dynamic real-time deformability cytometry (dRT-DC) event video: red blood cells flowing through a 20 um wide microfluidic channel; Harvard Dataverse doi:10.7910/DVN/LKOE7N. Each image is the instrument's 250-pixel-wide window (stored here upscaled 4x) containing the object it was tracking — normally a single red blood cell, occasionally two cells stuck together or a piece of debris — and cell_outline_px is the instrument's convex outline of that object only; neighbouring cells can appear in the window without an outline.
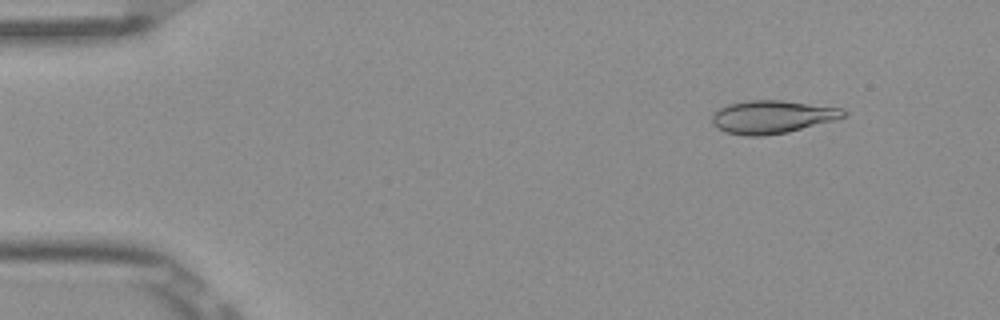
{"species": "Egyptian fruit bat (a non-hibernating species)", "species_latin": "Rousettus aegyptiacus", "temperature_condition": "room temperature", "stored_images_in_passage": 7, "camera_frame_rate_fps": 3000, "um_per_image_px": 0.085, "frame": {"image": 1, "passage_image": 2, "time_ms": 0.333, "image_size_px": [1000, 320], "cell_outline_px": [[848, 116], [836, 120], [788, 132], [764, 136], [744, 136], [724, 132], [716, 128], [712, 124], [712, 116], [720, 108], [728, 104], [748, 100], [780, 100], [844, 108], [848, 112]], "centroid_in_image_um": [65.67, 9.94], "position_along_channel_um": 19.3, "area_um2": 25.61}}
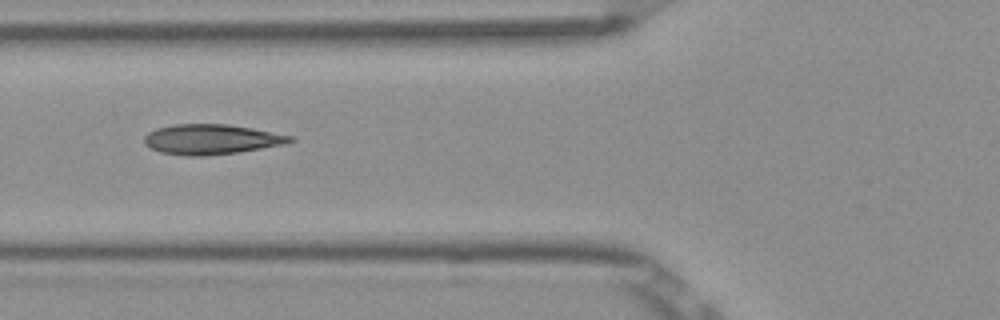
{"frame": {"image": 2, "passage_image": 6, "time_ms": 1.667, "image_size_px": [1000, 320], "cell_outline_px": [[296, 140], [288, 144], [236, 152], [204, 156], [184, 156], [160, 152], [144, 144], [144, 136], [148, 132], [156, 128], [176, 124], [228, 124], [252, 128], [296, 136]], "centroid_in_image_um": [18.0, 11.84], "position_along_channel_um": 107.8, "area_um2": 25.78}}
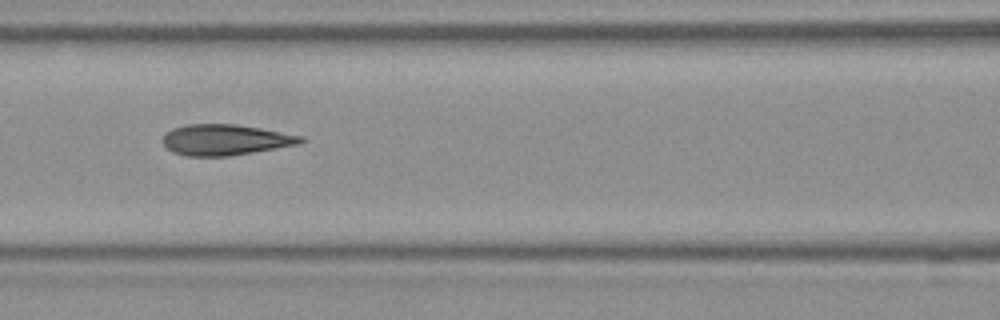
{"frame": {"image": 3, "passage_image": 7, "time_ms": 2.0, "image_size_px": [1000, 320], "cell_outline_px": [[304, 140], [300, 144], [228, 156], [188, 156], [172, 152], [164, 144], [164, 136], [172, 128], [188, 124], [236, 124], [260, 128], [304, 136]], "centroid_in_image_um": [19.17, 11.88], "position_along_channel_um": 147.4, "area_um2": 24.57}}